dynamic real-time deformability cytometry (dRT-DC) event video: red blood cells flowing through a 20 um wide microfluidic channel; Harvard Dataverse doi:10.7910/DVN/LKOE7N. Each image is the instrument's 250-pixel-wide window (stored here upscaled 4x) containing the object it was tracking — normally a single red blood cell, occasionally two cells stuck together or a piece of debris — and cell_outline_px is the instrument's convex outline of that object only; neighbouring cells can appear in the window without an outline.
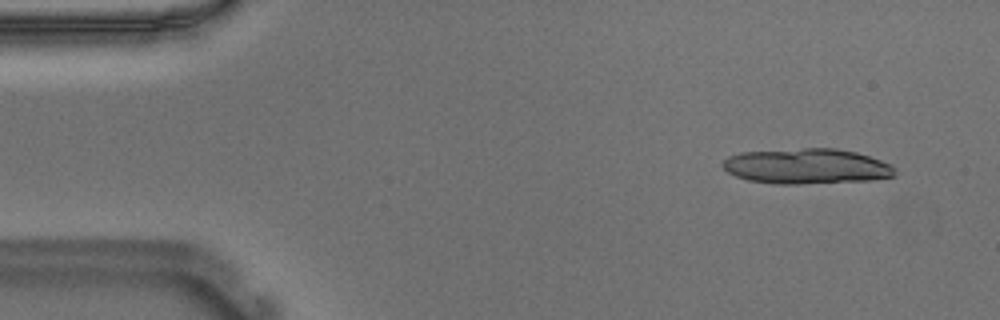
{"species": "Egyptian fruit bat (a non-hibernating species)", "species_latin": "Rousettus aegyptiacus", "temperature_condition": "warm", "stored_images_in_passage": 14, "camera_frame_rate_fps": 3000, "um_per_image_px": 0.085, "animal": {"sex": "male"}, "frame": {"image": 1, "passage_image": 3, "time_ms": 0.667, "image_size_px": [1000, 320], "cell_outline_px": [[896, 176], [868, 180], [796, 184], [772, 184], [748, 180], [736, 176], [728, 172], [720, 164], [728, 156], [740, 152], [804, 148], [836, 148], [856, 152], [892, 164], [896, 168]], "centroid_in_image_um": [68.56, 14.13], "position_along_channel_um": 16.4, "area_um2": 35.6}}